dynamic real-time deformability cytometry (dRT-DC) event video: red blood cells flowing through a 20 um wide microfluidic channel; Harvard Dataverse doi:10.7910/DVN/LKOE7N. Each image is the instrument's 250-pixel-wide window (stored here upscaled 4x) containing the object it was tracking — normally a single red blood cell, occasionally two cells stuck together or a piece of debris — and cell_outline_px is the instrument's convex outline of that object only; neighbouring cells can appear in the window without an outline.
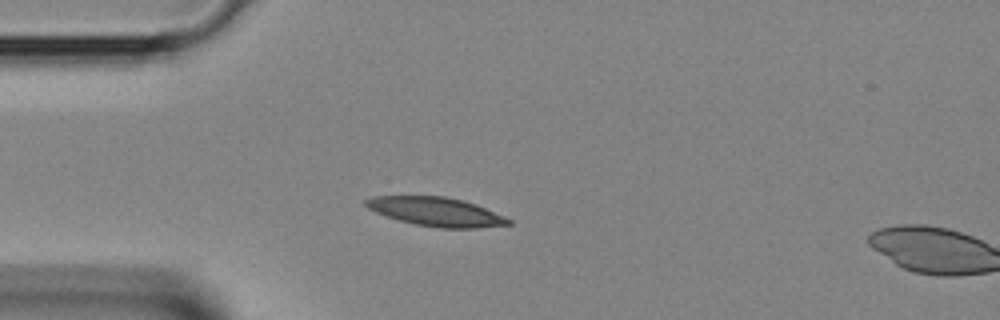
{"species": "Egyptian fruit bat (a non-hibernating species)", "species_latin": "Rousettus aegyptiacus", "temperature_condition": "room temperature", "stored_images_in_passage": 10, "camera_frame_rate_fps": 3000, "um_per_image_px": 0.085, "animal": {"sex": "female"}, "frame": {"image": 1, "passage_image": 9, "time_ms": 2.667, "image_size_px": [1000, 320], "cell_outline_px": [[512, 224], [476, 228], [440, 228], [416, 224], [400, 220], [376, 212], [368, 208], [364, 204], [364, 200], [372, 196], [444, 196], [476, 204], [504, 216], [512, 220]], "centroid_in_image_um": [37.07, 17.99], "position_along_channel_um": 47.9, "area_um2": 23.76}}